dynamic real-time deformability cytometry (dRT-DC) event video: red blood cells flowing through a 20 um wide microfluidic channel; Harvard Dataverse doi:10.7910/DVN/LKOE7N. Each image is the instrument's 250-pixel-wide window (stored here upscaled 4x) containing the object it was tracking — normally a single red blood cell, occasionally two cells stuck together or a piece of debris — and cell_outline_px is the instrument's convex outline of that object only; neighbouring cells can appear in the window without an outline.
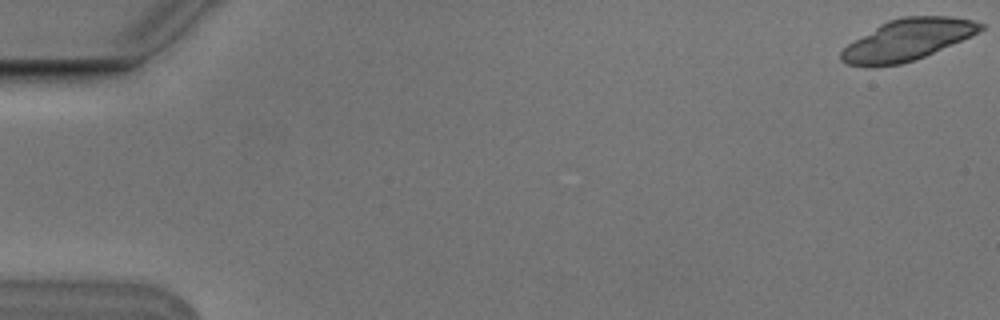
{"species": "Egyptian fruit bat (a non-hibernating species)", "species_latin": "Rousettus aegyptiacus", "temperature_condition": "cold", "stored_images_in_passage": 8, "camera_frame_rate_fps": 3000, "um_per_image_px": 0.085, "animal": {"sex": "male"}, "frame": {"image": 1, "passage_image": 1, "time_ms": 0.0, "image_size_px": [1000, 320], "cell_outline_px": [[984, 28], [972, 36], [916, 60], [900, 64], [876, 68], [868, 68], [848, 64], [840, 60], [840, 52], [848, 44], [880, 24], [888, 20], [904, 16], [948, 16], [972, 20], [984, 24]], "centroid_in_image_um": [77.11, 3.41], "position_along_channel_um": 7.9, "area_um2": 33.76}}